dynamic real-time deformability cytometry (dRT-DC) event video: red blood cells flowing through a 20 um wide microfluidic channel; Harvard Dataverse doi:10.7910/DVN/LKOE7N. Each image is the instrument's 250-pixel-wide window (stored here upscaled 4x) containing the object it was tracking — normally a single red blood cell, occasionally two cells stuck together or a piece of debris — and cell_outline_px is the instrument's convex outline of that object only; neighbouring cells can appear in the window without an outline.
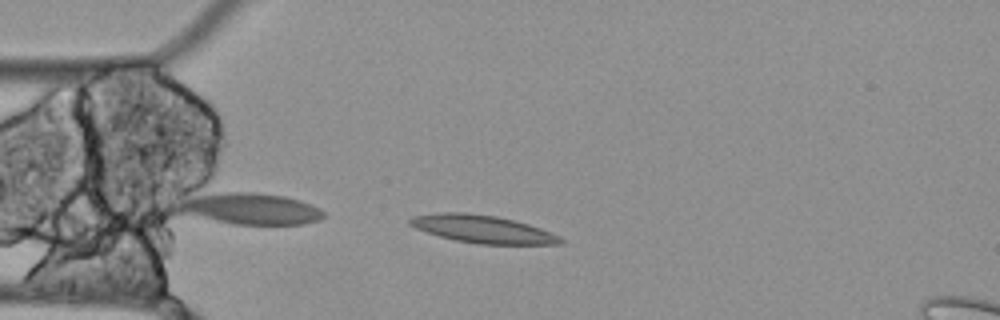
{"species": "Egyptian fruit bat (a non-hibernating species)", "species_latin": "Rousettus aegyptiacus", "temperature_condition": "cold", "stored_images_in_passage": 3, "camera_frame_rate_fps": 3000, "um_per_image_px": 0.085, "animal": {"sex": "female"}, "frame": {"image": 1, "passage_image": 1, "time_ms": 0.0, "image_size_px": [1000, 320], "cell_outline_px": [[564, 244], [480, 244], [456, 240], [440, 236], [416, 228], [408, 224], [408, 220], [412, 216], [440, 212], [468, 212], [496, 216], [516, 220], [552, 232], [560, 236], [564, 240]], "centroid_in_image_um": [41.05, 19.46], "position_along_channel_um": 43.9, "area_um2": 24.39}}